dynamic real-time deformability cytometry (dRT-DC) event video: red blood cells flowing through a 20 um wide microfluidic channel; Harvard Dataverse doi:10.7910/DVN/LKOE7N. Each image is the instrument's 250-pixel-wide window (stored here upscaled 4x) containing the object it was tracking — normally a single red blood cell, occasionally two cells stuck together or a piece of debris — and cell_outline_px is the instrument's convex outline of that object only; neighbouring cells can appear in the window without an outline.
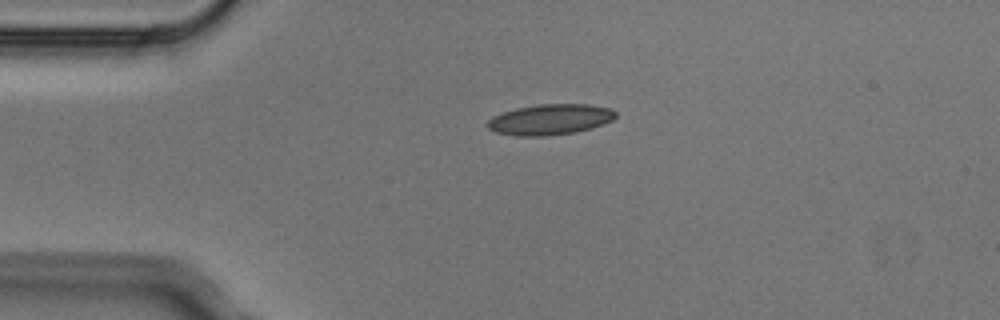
{"species": "Egyptian fruit bat (a non-hibernating species)", "species_latin": "Rousettus aegyptiacus", "temperature_condition": "cold", "stored_images_in_passage": 3, "camera_frame_rate_fps": 3000, "um_per_image_px": 0.085, "animal": {"sex": "male"}, "frame": {"image": 1, "passage_image": 1, "time_ms": 0.0, "image_size_px": [1000, 320], "cell_outline_px": [[616, 116], [612, 120], [604, 124], [592, 128], [576, 132], [544, 136], [516, 136], [496, 132], [488, 128], [488, 120], [492, 116], [516, 108], [540, 104], [588, 104], [608, 108], [616, 112]], "centroid_in_image_um": [46.76, 10.16], "position_along_channel_um": 38.2, "area_um2": 22.83}}
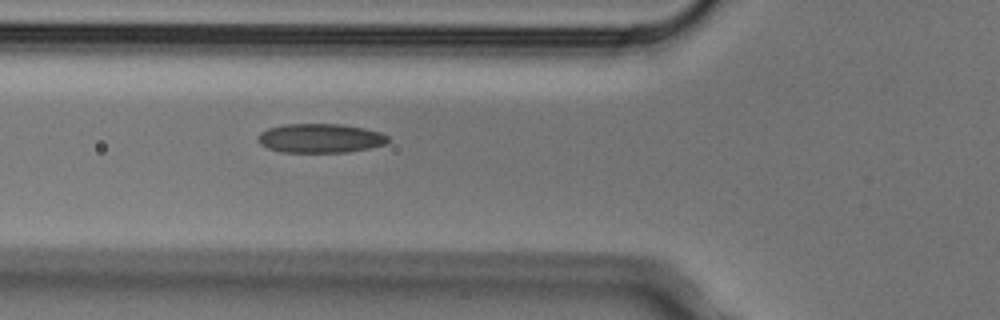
{"frame": {"image": 2, "passage_image": 3, "time_ms": 0.667, "image_size_px": [1000, 320], "cell_outline_px": [[388, 144], [348, 152], [280, 152], [268, 148], [260, 144], [256, 140], [256, 136], [260, 132], [268, 128], [284, 124], [340, 124], [364, 128], [380, 132], [388, 136]], "centroid_in_image_um": [27.19, 11.75], "position_along_channel_um": 98.6, "area_um2": 22.25}}